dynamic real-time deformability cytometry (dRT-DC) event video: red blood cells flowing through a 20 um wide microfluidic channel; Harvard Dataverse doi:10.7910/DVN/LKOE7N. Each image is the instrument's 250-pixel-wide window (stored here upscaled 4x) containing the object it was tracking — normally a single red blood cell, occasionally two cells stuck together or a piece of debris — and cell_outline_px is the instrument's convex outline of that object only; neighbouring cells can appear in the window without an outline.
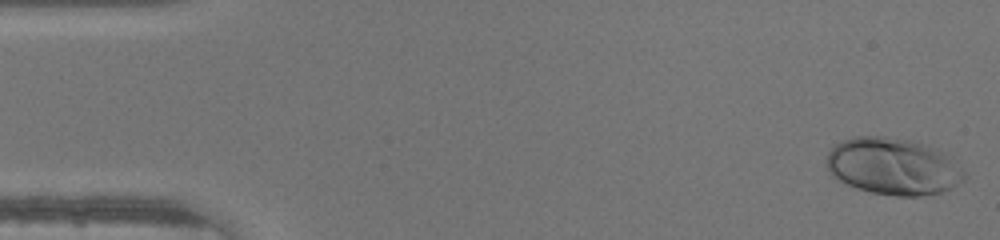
{"species": "human", "species_latin": "Homo sapiens", "temperature_condition": "warm", "stored_images_in_passage": 46, "camera_frame_rate_fps": 3000, "um_per_image_px": 0.085, "donor": {"sex": "male"}, "frame": {"image": 1, "passage_image": 1, "time_ms": 0.0, "image_size_px": [1000, 240], "cell_outline_px": [[968, 176], [964, 180], [940, 192], [920, 196], [896, 196], [872, 192], [856, 188], [832, 176], [828, 172], [828, 152], [836, 144], [844, 140], [856, 136], [880, 136], [908, 140], [936, 148], [944, 152]], "centroid_in_image_um": [75.9, 14.15], "position_along_channel_um": 9.1, "area_um2": 45.14}}
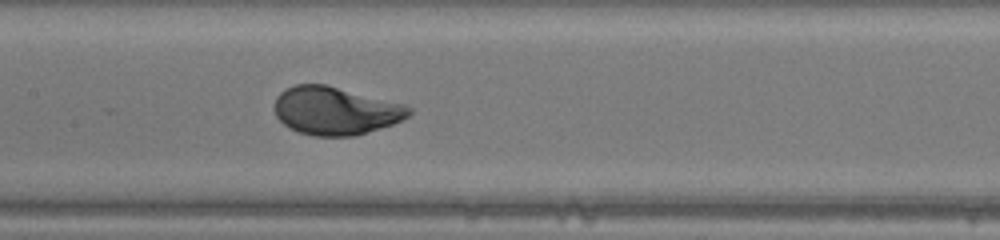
{"frame": {"image": 2, "passage_image": 22, "time_ms": 7.0, "image_size_px": [1000, 240], "cell_outline_px": [[412, 112], [404, 120], [356, 136], [312, 136], [296, 132], [288, 128], [276, 116], [272, 108], [276, 96], [280, 92], [296, 84], [324, 84], [404, 104], [412, 108]], "centroid_in_image_um": [28.48, 9.43], "position_along_channel_um": 178.9, "area_um2": 37.86}}
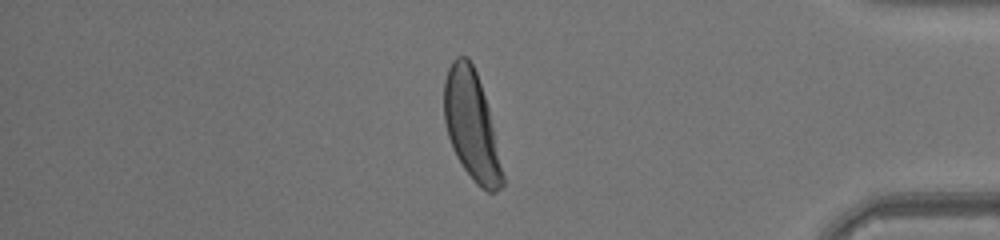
{"frame": {"image": 3, "passage_image": 39, "time_ms": 12.667, "image_size_px": [1000, 240], "cell_outline_px": [[504, 184], [496, 192], [488, 192], [476, 184], [464, 168], [456, 156], [452, 148], [448, 136], [444, 120], [444, 80], [448, 68], [452, 60], [456, 56], [468, 56], [476, 72], [488, 108], [504, 176]], "centroid_in_image_um": [40.06, 10.67], "position_along_channel_um": 395.1, "area_um2": 36.65}}